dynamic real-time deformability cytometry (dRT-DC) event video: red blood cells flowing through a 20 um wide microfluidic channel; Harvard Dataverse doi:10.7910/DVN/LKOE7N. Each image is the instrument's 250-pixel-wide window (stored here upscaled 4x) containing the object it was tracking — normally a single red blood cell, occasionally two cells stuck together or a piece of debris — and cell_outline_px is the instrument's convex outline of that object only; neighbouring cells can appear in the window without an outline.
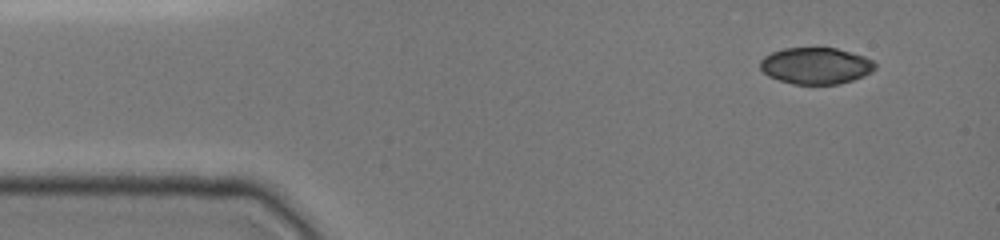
{"species": "common noctule bat (a hibernating species)", "species_latin": "Nyctalus noctula", "temperature_condition": "cold", "stored_images_in_passage": 42, "camera_frame_rate_fps": 3000, "um_per_image_px": 0.085, "animal": {"sex": "female", "body_mass_g": 19.0, "forearm_length_mm": 51.5}, "frame": {"image": 1, "passage_image": 1, "time_ms": 0.0, "image_size_px": [1000, 240], "cell_outline_px": [[876, 68], [872, 72], [864, 76], [840, 84], [792, 84], [768, 76], [760, 68], [760, 60], [764, 56], [772, 52], [784, 48], [836, 48], [864, 56], [872, 60], [876, 64]], "centroid_in_image_um": [69.35, 5.59], "position_along_channel_um": 15.6, "area_um2": 24.51}}